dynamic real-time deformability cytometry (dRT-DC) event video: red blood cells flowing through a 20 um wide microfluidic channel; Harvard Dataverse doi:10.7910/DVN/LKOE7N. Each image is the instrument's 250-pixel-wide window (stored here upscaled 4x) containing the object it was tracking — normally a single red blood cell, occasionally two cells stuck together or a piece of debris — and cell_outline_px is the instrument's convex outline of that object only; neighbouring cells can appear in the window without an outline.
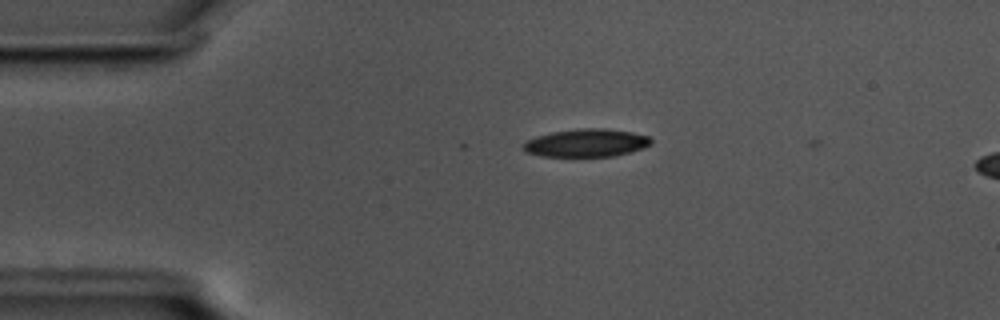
{"species": "common noctule bat (a hibernating species)", "species_latin": "Nyctalus noctula", "temperature_condition": "cold", "stored_images_in_passage": 4, "camera_frame_rate_fps": 3000, "um_per_image_px": 0.085, "animal": {"sex": "male", "body_mass_g": 17.5, "forearm_length_mm": 52.3}, "frame": {"image": 1, "passage_image": 3, "time_ms": 0.667, "image_size_px": [1000, 320], "cell_outline_px": [[652, 144], [644, 148], [616, 156], [540, 156], [524, 152], [520, 148], [520, 144], [524, 140], [536, 136], [552, 132], [580, 128], [604, 128], [632, 132], [648, 136], [652, 140]], "centroid_in_image_um": [49.78, 12.15], "position_along_channel_um": 35.2, "area_um2": 21.15}}